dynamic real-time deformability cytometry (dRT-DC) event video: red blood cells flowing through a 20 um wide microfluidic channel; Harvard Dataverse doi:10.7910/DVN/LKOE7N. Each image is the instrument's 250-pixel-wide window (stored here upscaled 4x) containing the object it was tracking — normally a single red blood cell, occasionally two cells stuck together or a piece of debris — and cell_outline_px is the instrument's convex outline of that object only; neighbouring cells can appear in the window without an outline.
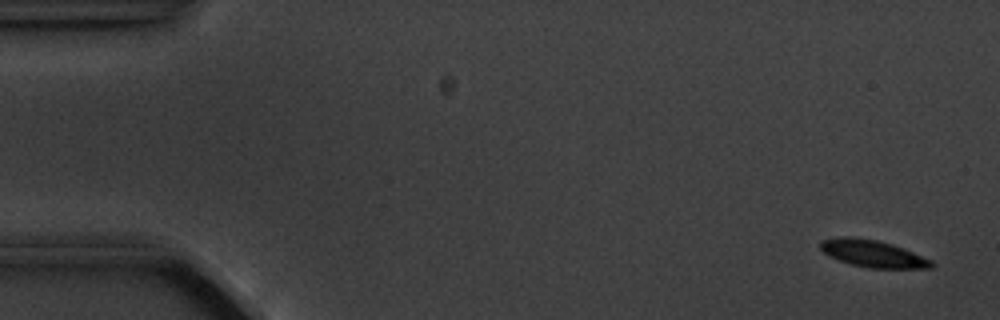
{"species": "common noctule bat (a hibernating species)", "species_latin": "Nyctalus noctula", "temperature_condition": "cold", "stored_images_in_passage": 5, "camera_frame_rate_fps": 3000, "um_per_image_px": 0.085, "animal": {"sex": "male", "body_mass_g": 20.1, "forearm_length_mm": 53.5}, "frame": {"image": 1, "passage_image": 1, "time_ms": 0.0, "image_size_px": [1000, 320], "cell_outline_px": [[936, 264], [932, 268], [868, 268], [852, 264], [828, 256], [820, 248], [820, 240], [840, 236], [852, 236], [876, 240], [892, 244], [904, 248], [932, 260]], "centroid_in_image_um": [74.19, 21.55], "position_along_channel_um": 10.8, "area_um2": 17.63}}